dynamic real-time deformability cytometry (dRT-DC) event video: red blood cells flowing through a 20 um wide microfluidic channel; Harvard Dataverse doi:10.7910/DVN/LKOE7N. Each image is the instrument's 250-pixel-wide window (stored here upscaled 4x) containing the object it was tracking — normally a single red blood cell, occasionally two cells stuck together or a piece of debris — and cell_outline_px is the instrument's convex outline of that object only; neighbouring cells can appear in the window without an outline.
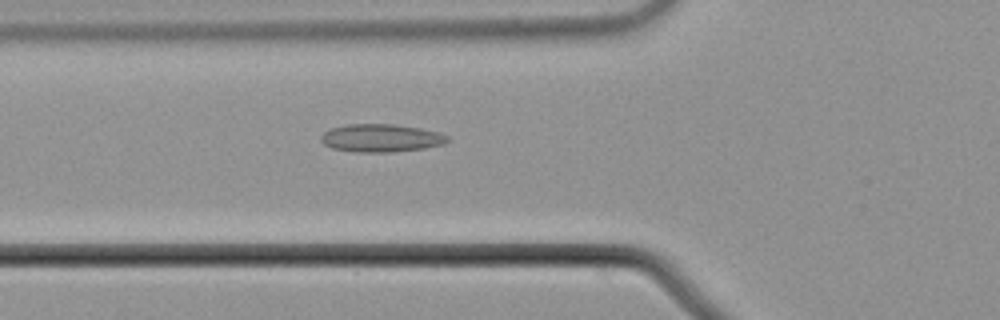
{"species": "common noctule bat (a hibernating species)", "species_latin": "Nyctalus noctula", "temperature_condition": "cold", "stored_images_in_passage": 55, "camera_frame_rate_fps": 3000, "um_per_image_px": 0.085, "animal": {"sex": "male", "body_mass_g": 21.5, "forearm_length_mm": 52.0}, "frame": {"image": 1, "passage_image": 20, "time_ms": 6.333, "image_size_px": [1000, 320], "cell_outline_px": [[448, 140], [444, 144], [424, 148], [392, 152], [356, 152], [332, 148], [324, 144], [320, 140], [320, 136], [328, 128], [348, 124], [392, 124], [420, 128], [440, 132], [448, 136]], "centroid_in_image_um": [32.36, 11.73], "position_along_channel_um": 93.4, "area_um2": 20.69}}
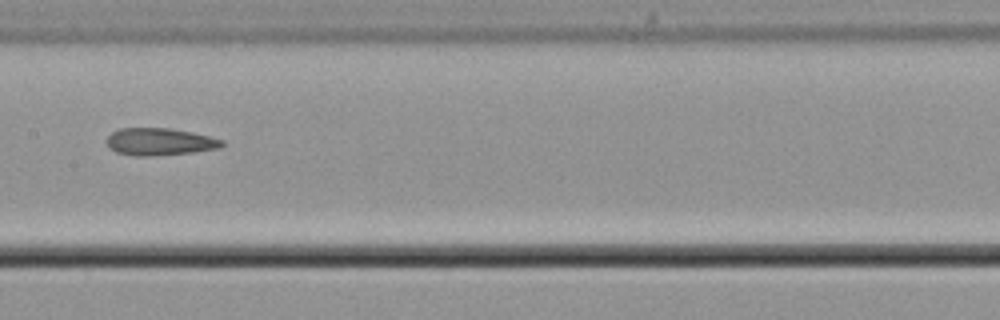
{"frame": {"image": 2, "passage_image": 28, "time_ms": 9.0, "image_size_px": [1000, 320], "cell_outline_px": [[224, 144], [220, 148], [192, 152], [152, 156], [136, 156], [116, 152], [108, 148], [104, 140], [112, 132], [120, 128], [168, 128], [192, 132], [224, 140]], "centroid_in_image_um": [13.53, 12.05], "position_along_channel_um": 193.9, "area_um2": 18.44}}
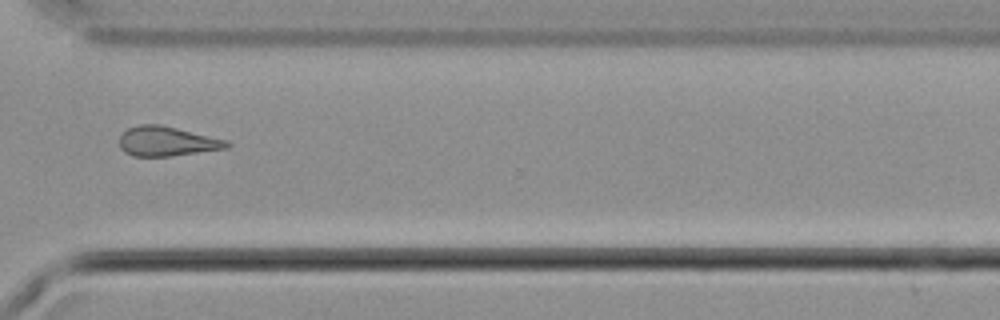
{"frame": {"image": 3, "passage_image": 41, "time_ms": 13.333, "image_size_px": [1000, 320], "cell_outline_px": [[232, 144], [228, 148], [172, 156], [132, 156], [124, 152], [120, 148], [120, 136], [128, 128], [140, 124], [160, 124], [228, 140]], "centroid_in_image_um": [14.2, 12.01], "position_along_channel_um": 356.4, "area_um2": 18.61}, "authors_computed_cell_mechanics": {"area_um2": 18.785, "velocity_mm_per_s": 3.7598, "shape_relaxation_time_tau1_ms": null, "shape_relaxation_time_tau2_ms": 8.9913, "deformation_change_tau1": null, "deformation_change_tau2": 0.2288}}